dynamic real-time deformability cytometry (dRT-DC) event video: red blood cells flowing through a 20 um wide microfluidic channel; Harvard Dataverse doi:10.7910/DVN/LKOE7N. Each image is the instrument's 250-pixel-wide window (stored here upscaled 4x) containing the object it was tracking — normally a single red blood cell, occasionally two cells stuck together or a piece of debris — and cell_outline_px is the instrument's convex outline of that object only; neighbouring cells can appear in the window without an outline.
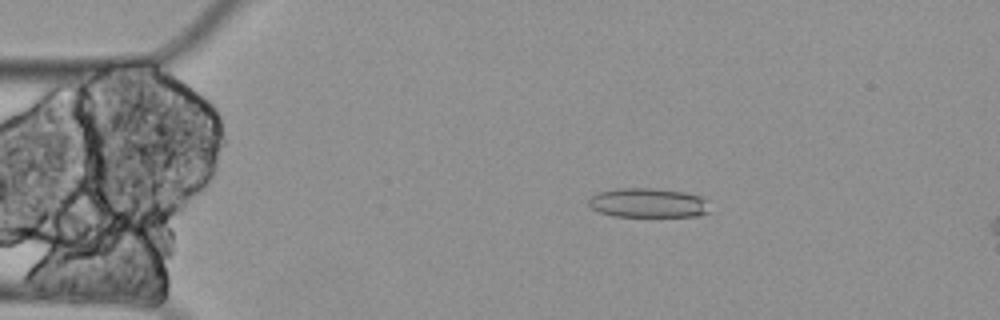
{"species": "Egyptian fruit bat (a non-hibernating species)", "species_latin": "Rousettus aegyptiacus", "temperature_condition": "cold", "stored_images_in_passage": 14, "camera_frame_rate_fps": 3000, "um_per_image_px": 0.085, "animal": {"sex": "female"}, "frame": {"image": 1, "passage_image": 7, "time_ms": 2.0, "image_size_px": [1000, 320], "cell_outline_px": [[712, 212], [696, 216], [612, 216], [600, 212], [592, 208], [588, 204], [588, 200], [596, 192], [616, 188], [652, 188], [684, 192], [700, 196], [704, 200]], "centroid_in_image_um": [55.07, 17.24], "position_along_channel_um": 29.9, "area_um2": 20.81}}